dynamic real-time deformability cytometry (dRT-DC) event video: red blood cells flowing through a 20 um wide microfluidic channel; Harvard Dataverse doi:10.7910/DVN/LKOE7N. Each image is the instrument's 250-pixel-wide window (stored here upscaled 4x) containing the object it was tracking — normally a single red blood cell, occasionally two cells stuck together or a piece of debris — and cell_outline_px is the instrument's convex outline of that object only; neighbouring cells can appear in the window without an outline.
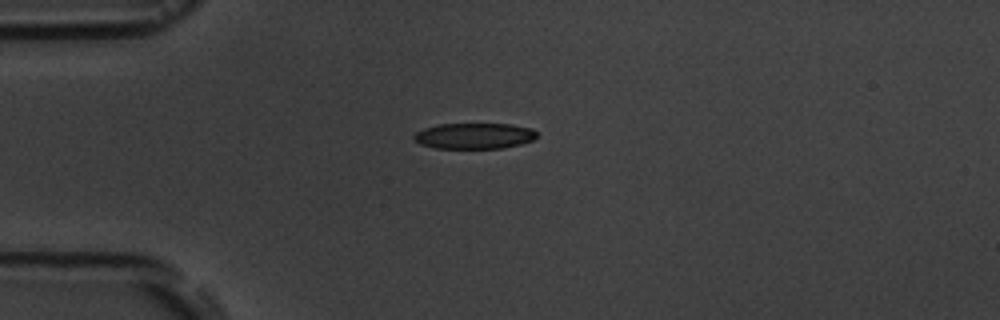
{"species": "common noctule bat (a hibernating species)", "species_latin": "Nyctalus noctula", "temperature_condition": "room temperature", "stored_images_in_passage": 12, "camera_frame_rate_fps": 3000, "um_per_image_px": 0.085, "animal": {"sex": "male", "body_mass_g": 19.5, "forearm_length_mm": 54.6}, "frame": {"image": 1, "passage_image": 3, "time_ms": 3.333, "image_size_px": [1000, 320], "cell_outline_px": [[536, 136], [532, 140], [520, 144], [500, 148], [436, 148], [420, 144], [412, 140], [412, 136], [416, 132], [424, 128], [440, 124], [512, 124], [532, 128], [536, 132]], "centroid_in_image_um": [40.27, 11.55], "position_along_channel_um": 44.7, "area_um2": 18.5}}
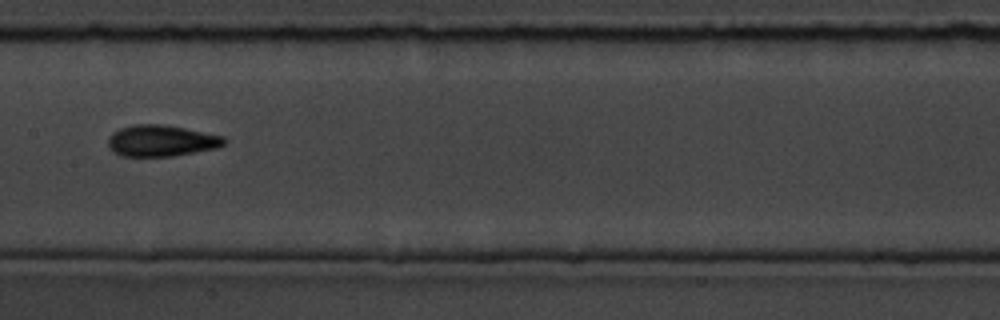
{"frame": {"image": 2, "passage_image": 7, "time_ms": 8.0, "image_size_px": [1000, 320], "cell_outline_px": [[228, 140], [224, 144], [216, 148], [172, 156], [120, 156], [112, 152], [108, 148], [108, 136], [112, 132], [120, 128], [132, 124], [164, 124], [224, 136]], "centroid_in_image_um": [13.67, 11.96], "position_along_channel_um": 193.7, "area_um2": 21.39}}
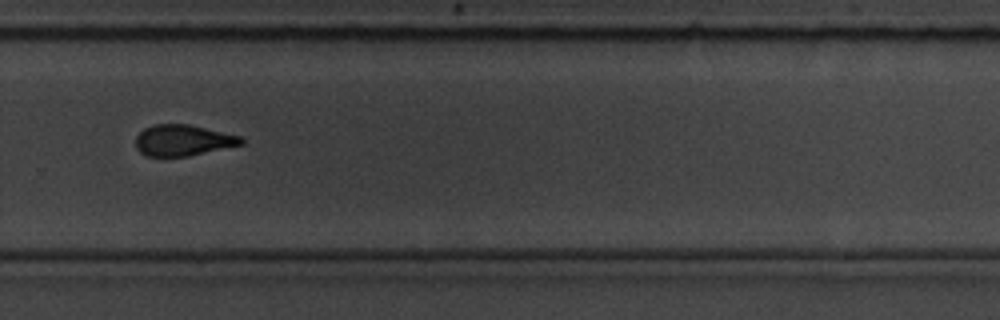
{"frame": {"image": 3, "passage_image": 10, "time_ms": 11.333, "image_size_px": [1000, 320], "cell_outline_px": [[244, 144], [188, 156], [148, 156], [140, 152], [136, 148], [136, 136], [144, 128], [152, 124], [188, 124], [240, 136], [244, 140]], "centroid_in_image_um": [15.54, 11.92], "position_along_channel_um": 314.3, "area_um2": 19.02}, "authors_computed_cell_mechanics": {"area_um2": 19.1896, "velocity_mm_per_s": 3.6296, "shape_relaxation_time_tau1_ms": 3.4942, "shape_relaxation_time_tau2_ms": 3.4483, "deformation_change_tau1": 0.0992, "deformation_change_tau2": 0.0919}}